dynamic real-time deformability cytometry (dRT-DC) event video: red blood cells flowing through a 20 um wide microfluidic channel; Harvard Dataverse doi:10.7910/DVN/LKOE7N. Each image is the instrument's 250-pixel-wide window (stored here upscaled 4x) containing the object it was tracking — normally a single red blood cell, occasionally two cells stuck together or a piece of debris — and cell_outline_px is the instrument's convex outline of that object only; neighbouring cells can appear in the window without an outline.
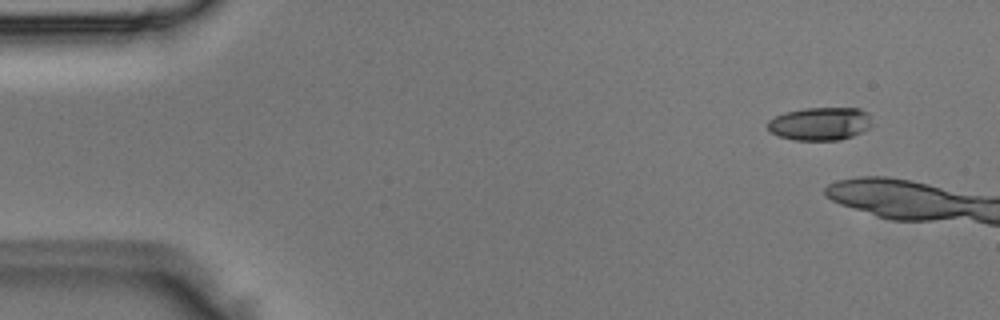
{"species": "Egyptian fruit bat (a non-hibernating species)", "species_latin": "Rousettus aegyptiacus", "temperature_condition": "room temperature", "stored_images_in_passage": 4, "camera_frame_rate_fps": 3000, "um_per_image_px": 0.085, "animal": {"sex": "male"}, "frame": {"image": 1, "passage_image": 2, "time_ms": 0.333, "image_size_px": [1000, 320], "cell_outline_px": [[872, 124], [868, 128], [852, 136], [840, 140], [792, 140], [780, 136], [772, 132], [768, 128], [768, 120], [784, 112], [804, 108], [860, 108], [868, 112]], "centroid_in_image_um": [69.71, 10.51], "position_along_channel_um": 15.3, "area_um2": 20.11}}